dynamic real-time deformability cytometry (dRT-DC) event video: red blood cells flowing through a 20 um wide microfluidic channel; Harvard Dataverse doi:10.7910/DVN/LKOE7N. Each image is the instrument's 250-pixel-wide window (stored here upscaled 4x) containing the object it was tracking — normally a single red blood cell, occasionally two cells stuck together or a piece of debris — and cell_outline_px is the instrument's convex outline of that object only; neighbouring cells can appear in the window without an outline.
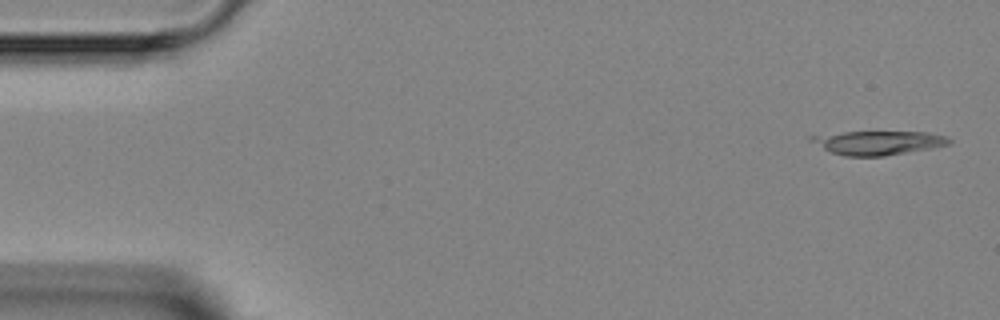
{"species": "Egyptian fruit bat (a non-hibernating species)", "species_latin": "Rousettus aegyptiacus", "temperature_condition": "room temperature", "stored_images_in_passage": 3, "camera_frame_rate_fps": 3000, "um_per_image_px": 0.085, "animal": {"sex": "female"}, "frame": {"image": 1, "passage_image": 1, "time_ms": 0.0, "image_size_px": [1000, 320], "cell_outline_px": [[952, 144], [932, 148], [884, 156], [844, 156], [832, 152], [808, 140], [808, 136], [844, 132], [928, 132], [944, 136], [952, 140]], "centroid_in_image_um": [74.66, 12.13], "position_along_channel_um": 10.3, "area_um2": 19.13}}
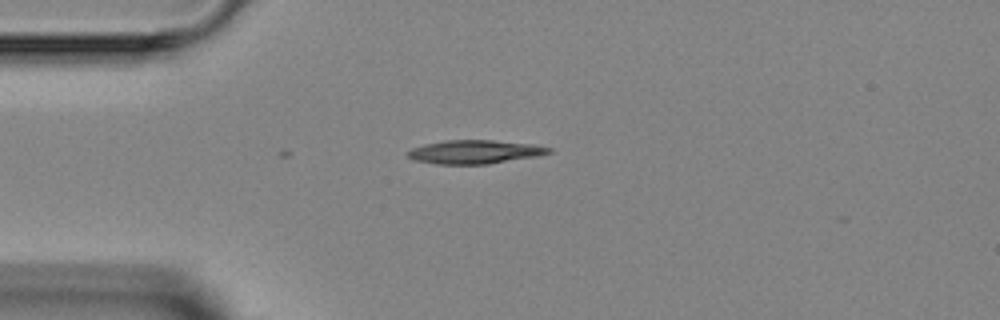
{"frame": {"image": 2, "passage_image": 3, "time_ms": 3.333, "image_size_px": [1000, 320], "cell_outline_px": [[552, 152], [540, 156], [488, 164], [436, 164], [416, 160], [408, 156], [404, 152], [412, 148], [424, 144], [444, 140], [492, 140], [536, 144], [552, 148]], "centroid_in_image_um": [40.39, 12.9], "position_along_channel_um": 44.6, "area_um2": 19.65}}